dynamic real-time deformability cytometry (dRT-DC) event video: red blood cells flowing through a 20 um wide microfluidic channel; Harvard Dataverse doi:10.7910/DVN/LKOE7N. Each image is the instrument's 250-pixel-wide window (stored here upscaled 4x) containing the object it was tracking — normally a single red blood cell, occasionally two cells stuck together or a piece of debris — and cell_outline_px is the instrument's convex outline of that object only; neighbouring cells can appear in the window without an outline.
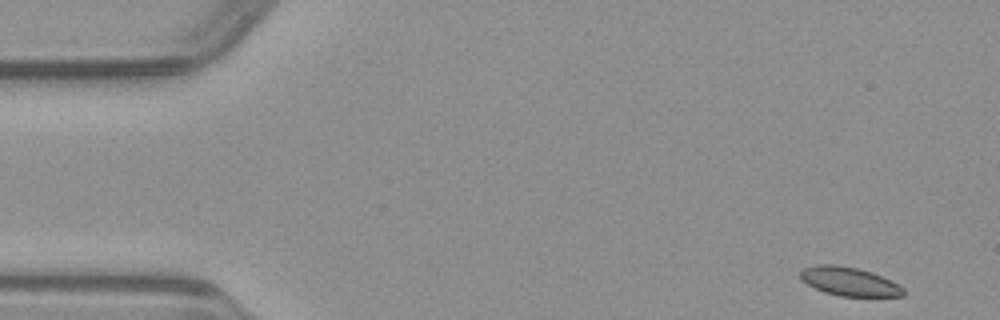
{"species": "common noctule bat (a hibernating species)", "species_latin": "Nyctalus noctula", "temperature_condition": "warm", "stored_images_in_passage": 48, "camera_frame_rate_fps": 3000, "um_per_image_px": 0.085, "animal": {"sex": "male", "body_mass_g": 23.1, "forearm_length_mm": 52.7}, "frame": {"image": 1, "passage_image": 1, "time_ms": 0.0, "image_size_px": [1000, 320], "cell_outline_px": [[904, 296], [840, 296], [824, 292], [800, 280], [800, 272], [804, 268], [816, 264], [832, 264], [856, 268], [872, 272], [904, 288]], "centroid_in_image_um": [72.14, 23.92], "position_along_channel_um": 12.9, "area_um2": 16.99}}
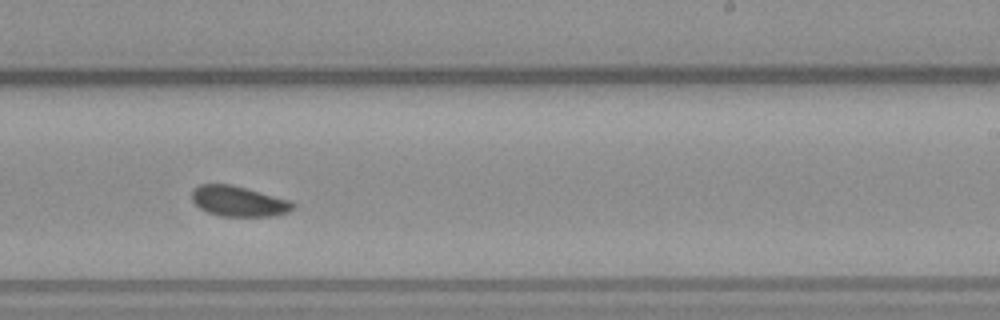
{"frame": {"image": 2, "passage_image": 28, "time_ms": 9.0, "image_size_px": [1000, 320], "cell_outline_px": [[296, 204], [288, 212], [276, 216], [220, 216], [208, 212], [200, 208], [192, 200], [192, 188], [200, 184], [232, 184], [292, 200]], "centroid_in_image_um": [20.3, 17.1], "position_along_channel_um": 268.7, "area_um2": 18.09}}
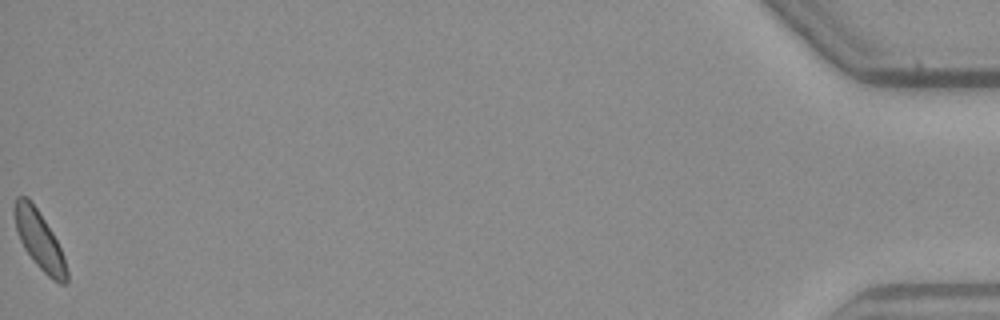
{"frame": {"image": 3, "passage_image": 48, "time_ms": 15.667, "image_size_px": [1000, 320], "cell_outline_px": [[68, 280], [64, 284], [60, 284], [52, 280], [32, 260], [24, 248], [20, 240], [16, 228], [12, 208], [16, 196], [28, 196], [32, 200], [52, 232], [64, 256], [68, 272]], "centroid_in_image_um": [3.33, 20.38], "position_along_channel_um": 431.9, "area_um2": 17.92}}